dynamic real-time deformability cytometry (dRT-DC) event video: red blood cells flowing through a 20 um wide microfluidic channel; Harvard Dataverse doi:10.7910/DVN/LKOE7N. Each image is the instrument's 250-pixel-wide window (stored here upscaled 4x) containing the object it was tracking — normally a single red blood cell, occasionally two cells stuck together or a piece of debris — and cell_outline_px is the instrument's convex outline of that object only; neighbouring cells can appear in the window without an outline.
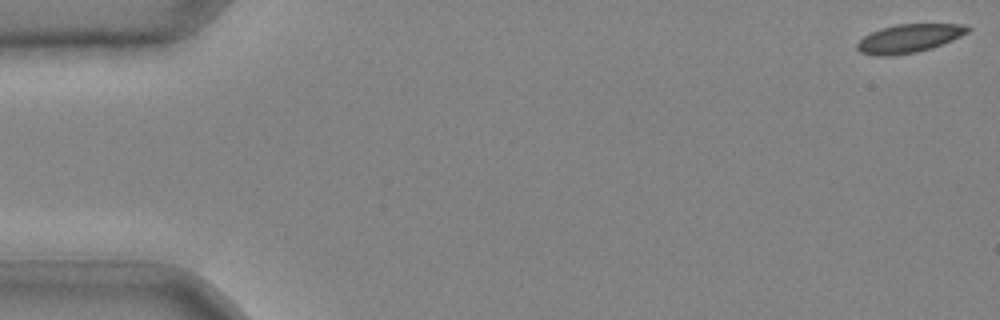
{"species": "common noctule bat (a hibernating species)", "species_latin": "Nyctalus noctula", "temperature_condition": "cold", "stored_images_in_passage": 39, "camera_frame_rate_fps": 3000, "um_per_image_px": 0.085, "animal": {"sex": "male", "body_mass_g": 20.4}, "frame": {"image": 1, "passage_image": 1, "time_ms": 0.0, "image_size_px": [1000, 320], "cell_outline_px": [[972, 28], [968, 32], [952, 40], [932, 48], [916, 52], [892, 56], [876, 56], [860, 52], [856, 48], [856, 44], [864, 36], [880, 28], [896, 24], [964, 24]], "centroid_in_image_um": [77.25, 3.26], "position_along_channel_um": 7.7, "area_um2": 18.38}}
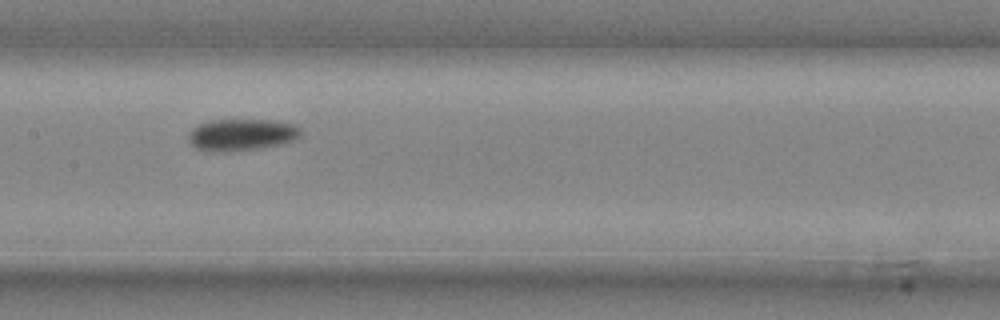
{"frame": {"image": 2, "passage_image": 22, "time_ms": 7.0, "image_size_px": [1000, 320], "cell_outline_px": [[300, 136], [296, 140], [284, 144], [260, 148], [228, 152], [224, 152], [196, 148], [188, 140], [188, 132], [192, 128], [200, 124], [212, 120], [272, 120], [296, 124], [300, 128]], "centroid_in_image_um": [20.58, 11.45], "position_along_channel_um": 186.8, "area_um2": 20.92}}
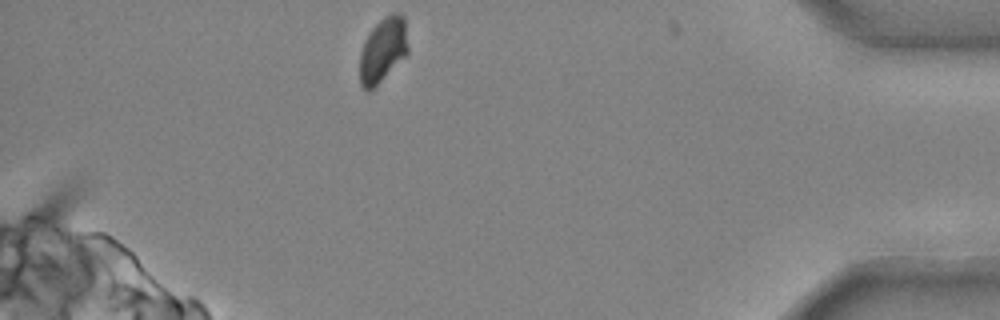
{"frame": {"image": 3, "passage_image": 39, "time_ms": 12.667, "image_size_px": [1000, 320], "cell_outline_px": [[408, 52], [368, 92], [360, 84], [360, 52], [364, 40], [372, 28], [380, 20], [392, 12], [396, 12], [404, 16], [408, 44]], "centroid_in_image_um": [32.53, 4.19], "position_along_channel_um": 402.7, "area_um2": 17.8}}